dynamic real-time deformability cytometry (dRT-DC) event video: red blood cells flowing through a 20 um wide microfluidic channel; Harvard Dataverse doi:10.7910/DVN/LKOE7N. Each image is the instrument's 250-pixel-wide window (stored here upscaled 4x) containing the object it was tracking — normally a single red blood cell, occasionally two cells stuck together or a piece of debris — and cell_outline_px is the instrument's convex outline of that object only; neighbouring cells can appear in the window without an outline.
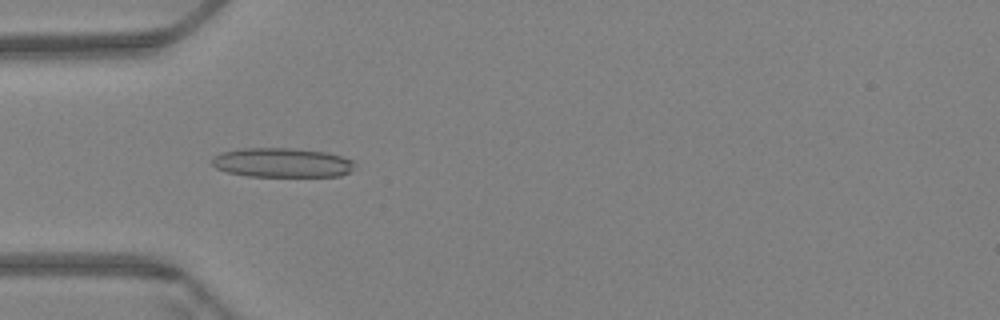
{"species": "Egyptian fruit bat (a non-hibernating species)", "species_latin": "Rousettus aegyptiacus", "temperature_condition": "warm", "stored_images_in_passage": 49, "camera_frame_rate_fps": 3000, "um_per_image_px": 0.085, "animal": {"sex": "female"}, "frame": {"image": 1, "passage_image": 7, "time_ms": 2.0, "image_size_px": [1000, 320], "cell_outline_px": [[356, 164], [348, 172], [340, 176], [248, 176], [228, 172], [216, 168], [212, 164], [212, 156], [220, 152], [240, 148], [292, 148], [324, 152], [340, 156], [352, 160]], "centroid_in_image_um": [23.93, 13.82], "position_along_channel_um": 61.1, "area_um2": 24.39}}
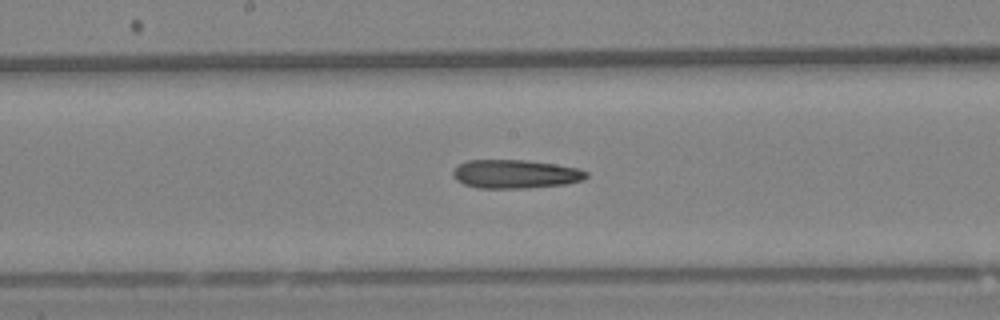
{"frame": {"image": 2, "passage_image": 20, "time_ms": 6.333, "image_size_px": [1000, 320], "cell_outline_px": [[588, 176], [584, 180], [564, 184], [524, 188], [476, 188], [464, 184], [456, 180], [452, 176], [452, 172], [460, 164], [468, 160], [524, 160], [556, 164], [580, 168], [588, 172]], "centroid_in_image_um": [43.82, 14.79], "position_along_channel_um": 204.4, "area_um2": 22.31}}
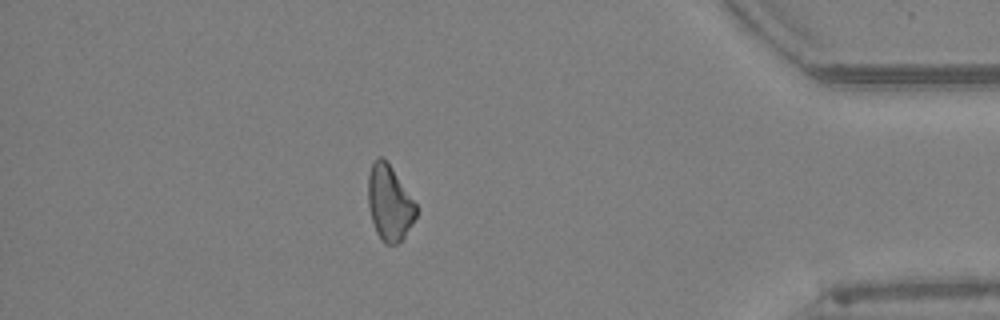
{"frame": {"image": 3, "passage_image": 41, "time_ms": 13.333, "image_size_px": [1000, 320], "cell_outline_px": [[416, 216], [412, 224], [404, 236], [396, 244], [384, 244], [380, 240], [376, 232], [372, 220], [368, 204], [368, 176], [372, 164], [376, 156], [380, 156], [392, 168], [416, 204]], "centroid_in_image_um": [33.08, 17.27], "position_along_channel_um": 402.1, "area_um2": 20.81}}